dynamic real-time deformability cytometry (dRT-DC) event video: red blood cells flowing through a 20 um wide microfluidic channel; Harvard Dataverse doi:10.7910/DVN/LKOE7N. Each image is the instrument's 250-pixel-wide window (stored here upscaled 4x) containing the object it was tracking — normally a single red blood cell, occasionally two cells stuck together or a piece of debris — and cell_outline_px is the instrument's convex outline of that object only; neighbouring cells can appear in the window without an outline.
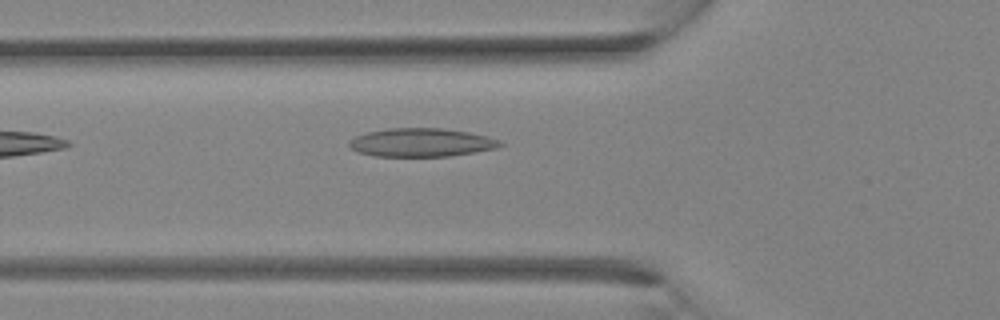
{"species": "Egyptian fruit bat (a non-hibernating species)", "species_latin": "Rousettus aegyptiacus", "temperature_condition": "room temperature", "stored_images_in_passage": 5, "camera_frame_rate_fps": 3000, "um_per_image_px": 0.085, "animal": {"sex": "female"}, "frame": {"image": 1, "passage_image": 5, "time_ms": 1.333, "image_size_px": [1000, 320], "cell_outline_px": [[504, 144], [496, 148], [476, 152], [448, 156], [372, 156], [360, 152], [352, 148], [348, 144], [348, 140], [356, 136], [368, 132], [388, 128], [444, 128], [468, 132], [488, 136], [500, 140]], "centroid_in_image_um": [35.83, 12.11], "position_along_channel_um": 90.0, "area_um2": 25.03}}